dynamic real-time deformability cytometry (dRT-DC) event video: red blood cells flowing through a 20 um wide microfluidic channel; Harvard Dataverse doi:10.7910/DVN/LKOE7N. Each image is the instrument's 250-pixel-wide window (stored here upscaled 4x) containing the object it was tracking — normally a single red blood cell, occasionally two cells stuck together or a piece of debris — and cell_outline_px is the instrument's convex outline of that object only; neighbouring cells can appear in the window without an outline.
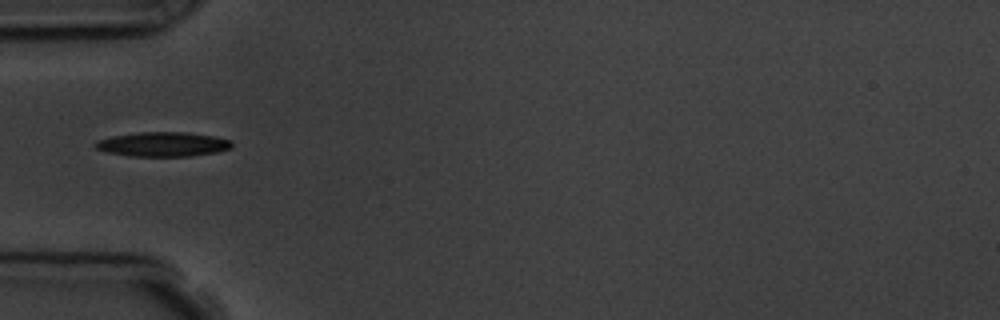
{"species": "common noctule bat (a hibernating species)", "species_latin": "Nyctalus noctula", "temperature_condition": "room temperature", "stored_images_in_passage": 4, "camera_frame_rate_fps": 3000, "um_per_image_px": 0.085, "animal": {"sex": "male", "body_mass_g": 19.5, "forearm_length_mm": 54.6}, "frame": {"image": 1, "passage_image": 1, "time_ms": 0.0, "image_size_px": [1000, 320], "cell_outline_px": [[232, 148], [216, 152], [192, 156], [128, 156], [108, 152], [96, 148], [92, 144], [96, 140], [112, 136], [140, 132], [188, 132], [212, 136], [232, 140]], "centroid_in_image_um": [13.83, 12.26], "position_along_channel_um": 71.2, "area_um2": 19.54}}